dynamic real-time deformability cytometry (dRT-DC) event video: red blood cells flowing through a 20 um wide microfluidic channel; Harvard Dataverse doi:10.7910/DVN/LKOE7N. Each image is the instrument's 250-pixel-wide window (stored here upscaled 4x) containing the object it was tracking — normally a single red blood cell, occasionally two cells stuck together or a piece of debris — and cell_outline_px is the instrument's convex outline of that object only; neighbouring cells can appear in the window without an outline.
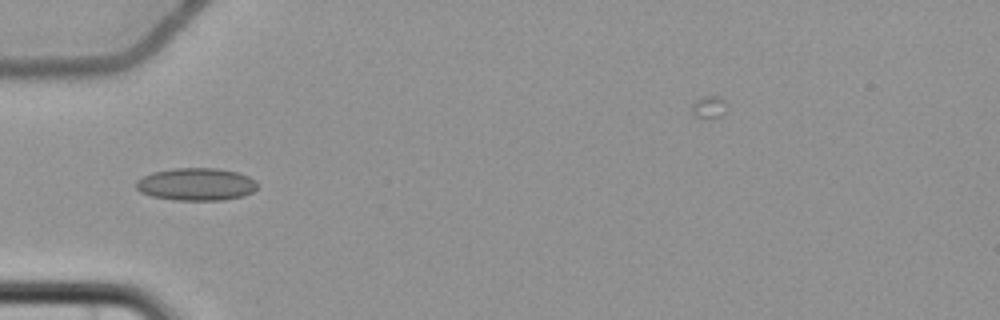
{"species": "common noctule bat (a hibernating species)", "species_latin": "Nyctalus noctula", "temperature_condition": "cold", "stored_images_in_passage": 6, "camera_frame_rate_fps": 3000, "um_per_image_px": 0.085, "animal": {"sex": "female", "body_mass_g": 22.7, "forearm_length_mm": 54.2}, "frame": {"image": 1, "passage_image": 5, "time_ms": 5.667, "image_size_px": [1000, 320], "cell_outline_px": [[256, 188], [252, 192], [244, 196], [224, 200], [176, 200], [152, 196], [140, 192], [136, 188], [136, 180], [152, 172], [172, 168], [216, 168], [240, 172], [256, 180]], "centroid_in_image_um": [16.69, 15.65], "position_along_channel_um": 68.3, "area_um2": 23.18}}
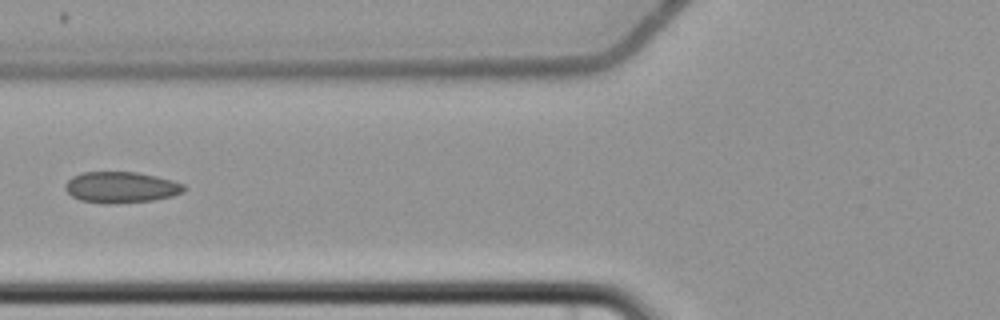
{"frame": {"image": 2, "passage_image": 6, "time_ms": 7.0, "image_size_px": [1000, 320], "cell_outline_px": [[188, 188], [184, 192], [172, 196], [152, 200], [112, 204], [108, 204], [80, 200], [72, 196], [64, 188], [64, 184], [72, 176], [80, 172], [136, 172], [156, 176], [172, 180], [184, 184]], "centroid_in_image_um": [10.29, 15.92], "position_along_channel_um": 115.5, "area_um2": 21.68}}